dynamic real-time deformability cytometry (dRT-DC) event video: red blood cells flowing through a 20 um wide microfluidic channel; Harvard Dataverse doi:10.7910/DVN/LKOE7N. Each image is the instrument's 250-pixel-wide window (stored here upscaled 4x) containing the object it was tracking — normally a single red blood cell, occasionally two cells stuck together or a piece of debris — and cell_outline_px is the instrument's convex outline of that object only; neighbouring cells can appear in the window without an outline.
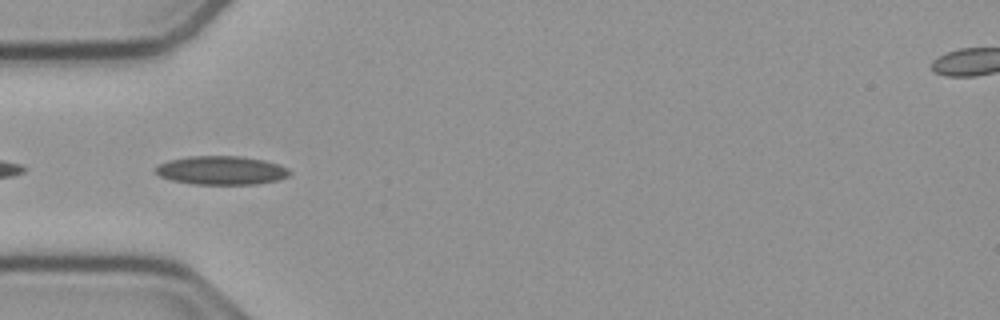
{"species": "common noctule bat (a hibernating species)", "species_latin": "Nyctalus noctula", "temperature_condition": "cold", "stored_images_in_passage": 9, "camera_frame_rate_fps": 3000, "um_per_image_px": 0.085, "animal": {"sex": "male", "body_mass_g": 23.1, "forearm_length_mm": 52.7}, "frame": {"image": 1, "passage_image": 3, "time_ms": 0.667, "image_size_px": [1000, 320], "cell_outline_px": [[292, 172], [288, 176], [280, 180], [256, 184], [192, 184], [172, 180], [160, 176], [156, 172], [156, 168], [160, 164], [168, 160], [188, 156], [240, 156], [264, 160], [280, 164], [288, 168]], "centroid_in_image_um": [18.87, 14.48], "position_along_channel_um": 66.1, "area_um2": 22.48}}